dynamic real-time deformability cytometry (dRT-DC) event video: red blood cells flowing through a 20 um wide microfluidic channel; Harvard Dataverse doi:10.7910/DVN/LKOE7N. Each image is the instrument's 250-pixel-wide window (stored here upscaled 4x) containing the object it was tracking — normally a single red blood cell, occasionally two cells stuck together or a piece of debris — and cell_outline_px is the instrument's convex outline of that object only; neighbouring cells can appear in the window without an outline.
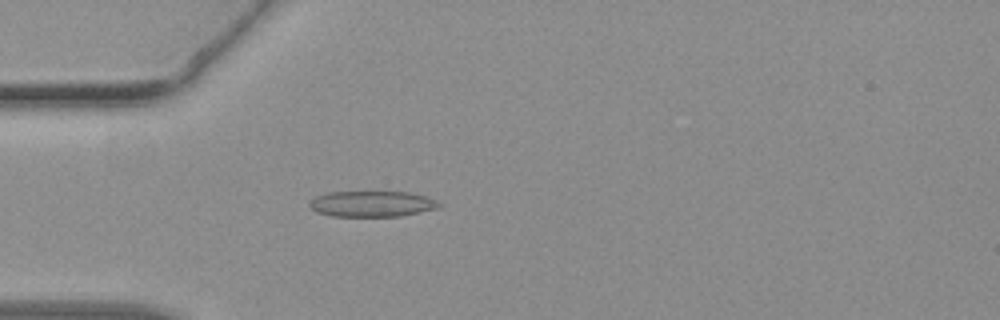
{"species": "common noctule bat (a hibernating species)", "species_latin": "Nyctalus noctula", "temperature_condition": "warm", "stored_images_in_passage": 30, "camera_frame_rate_fps": 3000, "um_per_image_px": 0.085, "animal": {"sex": "female", "body_mass_g": 19.3, "forearm_length_mm": 54.1}, "frame": {"image": 1, "passage_image": 10, "time_ms": 3.0, "image_size_px": [1000, 320], "cell_outline_px": [[444, 204], [436, 208], [420, 212], [400, 216], [332, 216], [316, 212], [308, 204], [316, 196], [328, 192], [408, 192], [424, 196], [436, 200]], "centroid_in_image_um": [31.62, 17.33], "position_along_channel_um": 53.4, "area_um2": 19.36}}
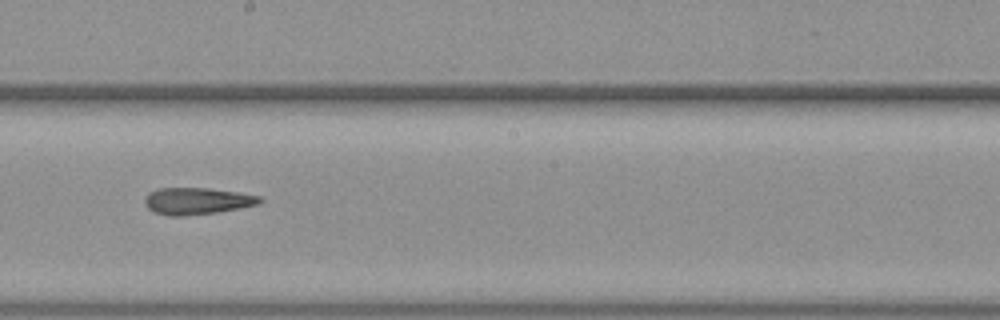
{"frame": {"image": 2, "passage_image": 22, "time_ms": 7.0, "image_size_px": [1000, 320], "cell_outline_px": [[264, 200], [260, 204], [240, 208], [216, 212], [184, 216], [168, 216], [152, 212], [144, 204], [144, 200], [148, 192], [160, 188], [208, 188], [236, 192], [260, 196]], "centroid_in_image_um": [16.72, 17.09], "position_along_channel_um": 231.5, "area_um2": 18.09}}
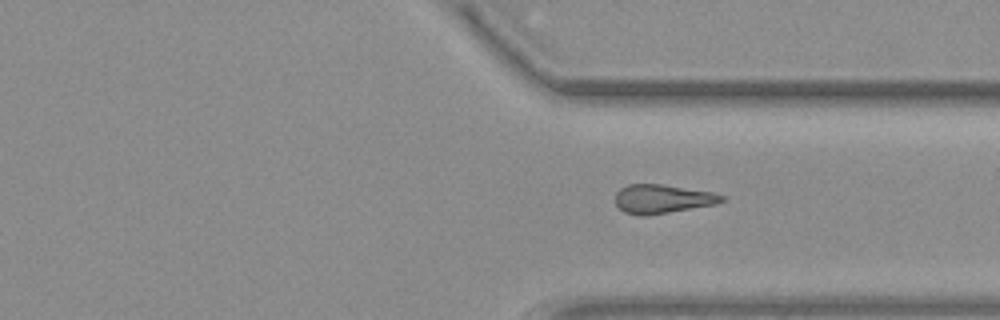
{"frame": {"image": 3, "passage_image": 30, "time_ms": 9.667, "image_size_px": [1000, 320], "cell_outline_px": [[724, 200], [716, 204], [648, 216], [640, 216], [624, 212], [616, 204], [616, 192], [620, 188], [628, 184], [660, 184], [712, 192], [724, 196]], "centroid_in_image_um": [56.28, 16.91], "position_along_channel_um": 355.1, "area_um2": 17.86}}